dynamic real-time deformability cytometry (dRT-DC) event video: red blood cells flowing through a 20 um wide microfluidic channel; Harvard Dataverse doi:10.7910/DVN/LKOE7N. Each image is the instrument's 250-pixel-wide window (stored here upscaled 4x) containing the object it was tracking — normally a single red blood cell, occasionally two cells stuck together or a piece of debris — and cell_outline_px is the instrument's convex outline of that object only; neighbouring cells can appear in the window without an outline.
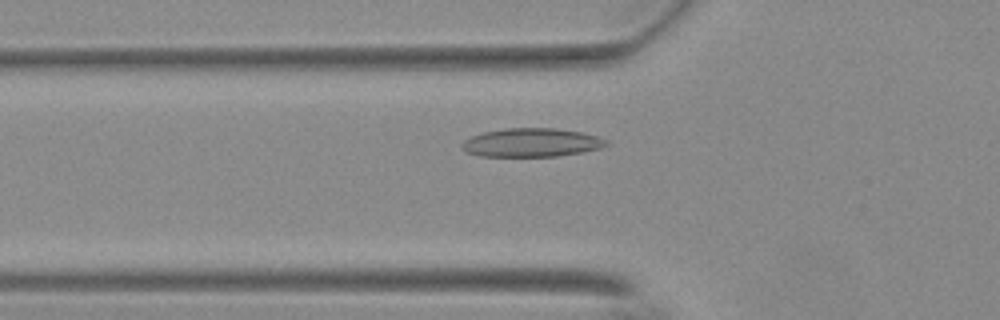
{"species": "Egyptian fruit bat (a non-hibernating species)", "species_latin": "Rousettus aegyptiacus", "temperature_condition": "warm", "stored_images_in_passage": 55, "camera_frame_rate_fps": 3000, "um_per_image_px": 0.085, "animal": {"sex": "female"}, "frame": {"image": 1, "passage_image": 18, "time_ms": 5.667, "image_size_px": [1000, 320], "cell_outline_px": [[608, 144], [600, 148], [584, 152], [556, 156], [480, 156], [464, 152], [460, 148], [460, 144], [464, 140], [472, 136], [484, 132], [504, 128], [556, 128], [580, 132], [596, 136], [608, 140]], "centroid_in_image_um": [45.14, 12.12], "position_along_channel_um": 80.7, "area_um2": 24.16}}
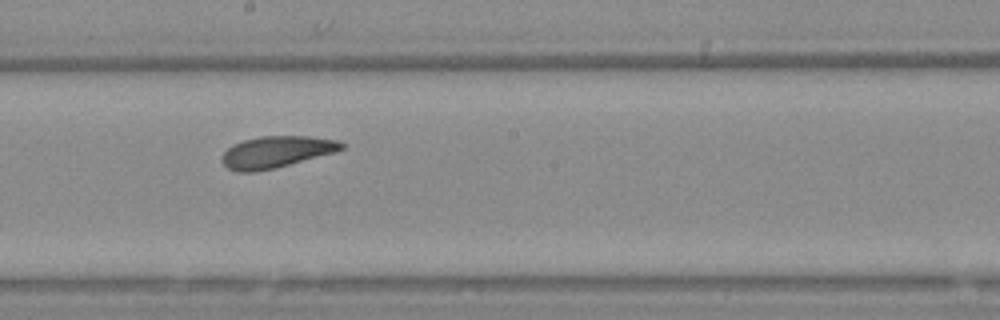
{"frame": {"image": 2, "passage_image": 30, "time_ms": 9.667, "image_size_px": [1000, 320], "cell_outline_px": [[344, 148], [336, 152], [272, 168], [252, 172], [236, 172], [228, 168], [224, 164], [224, 152], [232, 144], [244, 140], [260, 136], [308, 136], [336, 140], [344, 144]], "centroid_in_image_um": [23.49, 12.9], "position_along_channel_um": 224.7, "area_um2": 21.62}}
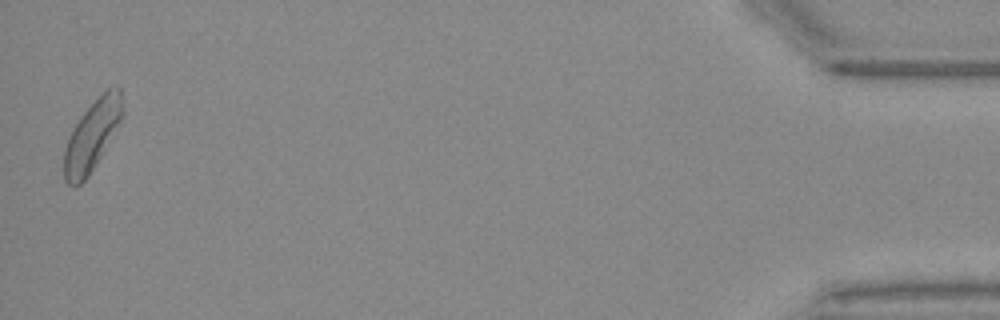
{"frame": {"image": 3, "passage_image": 54, "time_ms": 17.667, "image_size_px": [1000, 320], "cell_outline_px": [[124, 116], [88, 176], [80, 184], [68, 184], [64, 180], [64, 152], [72, 128], [84, 112], [108, 88], [120, 88], [124, 112]], "centroid_in_image_um": [7.83, 11.52], "position_along_channel_um": 427.4, "area_um2": 23.24}, "authors_computed_cell_mechanics": {"area_um2": 23.2356, "velocity_mm_per_s": 3.6203, "shape_relaxation_time_tau1_ms": 8.7301, "shape_relaxation_time_tau2_ms": 4.3197, "deformation_change_tau1": 0.158, "deformation_change_tau2": 0.1057}}